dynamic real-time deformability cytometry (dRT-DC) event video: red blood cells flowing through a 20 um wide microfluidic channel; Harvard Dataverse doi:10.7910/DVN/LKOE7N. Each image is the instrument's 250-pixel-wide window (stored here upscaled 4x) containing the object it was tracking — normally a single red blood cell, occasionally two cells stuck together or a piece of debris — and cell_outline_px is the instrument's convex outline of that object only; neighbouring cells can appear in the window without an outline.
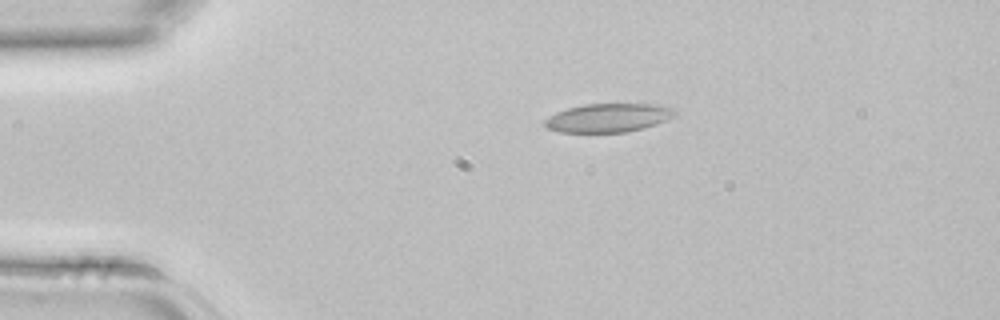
{"species": "common noctule bat (a hibernating species)", "species_latin": "Nyctalus noctula", "temperature_condition": "room temperature", "stored_images_in_passage": 2, "camera_frame_rate_fps": 3000, "um_per_image_px": 0.085, "animal": {"sex": "female", "body_mass_g": 22.7, "forearm_length_mm": 54.2}, "frame": {"image": 1, "passage_image": 1, "time_ms": 0.0, "image_size_px": [1000, 320], "cell_outline_px": [[676, 112], [668, 120], [644, 128], [624, 132], [560, 132], [548, 128], [544, 124], [544, 120], [556, 112], [568, 108], [584, 104], [660, 104], [676, 108]], "centroid_in_image_um": [51.74, 10.0], "position_along_channel_um": 33.3, "area_um2": 21.73}}